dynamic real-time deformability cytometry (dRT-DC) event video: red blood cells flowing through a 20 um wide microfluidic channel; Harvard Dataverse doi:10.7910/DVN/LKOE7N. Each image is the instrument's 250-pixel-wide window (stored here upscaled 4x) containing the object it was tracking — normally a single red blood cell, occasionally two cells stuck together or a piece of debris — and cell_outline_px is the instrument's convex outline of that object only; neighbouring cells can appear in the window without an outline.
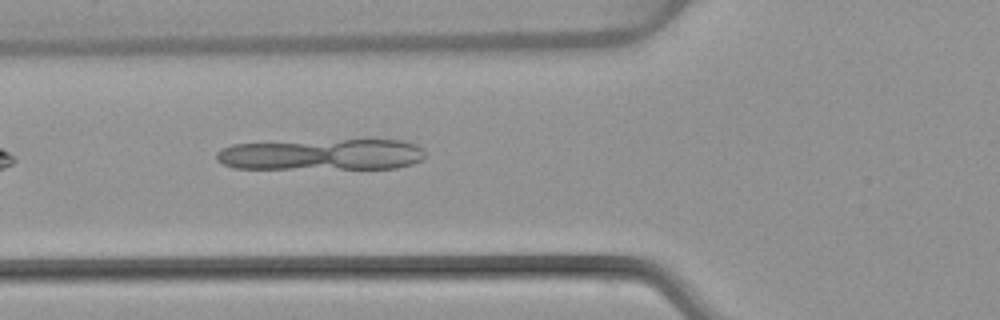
{"species": "common noctule bat (a hibernating species)", "species_latin": "Nyctalus noctula", "temperature_condition": "warm", "stored_images_in_passage": 5, "camera_frame_rate_fps": 3000, "um_per_image_px": 0.085, "animal": {"sex": "female", "body_mass_g": 22.7, "forearm_length_mm": 54.2}, "frame": {"image": 1, "passage_image": 5, "time_ms": 5.667, "image_size_px": [1000, 320], "cell_outline_px": [[424, 156], [420, 160], [412, 164], [396, 168], [236, 168], [224, 164], [216, 160], [216, 152], [220, 148], [232, 144], [344, 140], [404, 140], [416, 144], [424, 152]], "centroid_in_image_um": [27.35, 13.14], "position_along_channel_um": 98.5, "area_um2": 37.63}}